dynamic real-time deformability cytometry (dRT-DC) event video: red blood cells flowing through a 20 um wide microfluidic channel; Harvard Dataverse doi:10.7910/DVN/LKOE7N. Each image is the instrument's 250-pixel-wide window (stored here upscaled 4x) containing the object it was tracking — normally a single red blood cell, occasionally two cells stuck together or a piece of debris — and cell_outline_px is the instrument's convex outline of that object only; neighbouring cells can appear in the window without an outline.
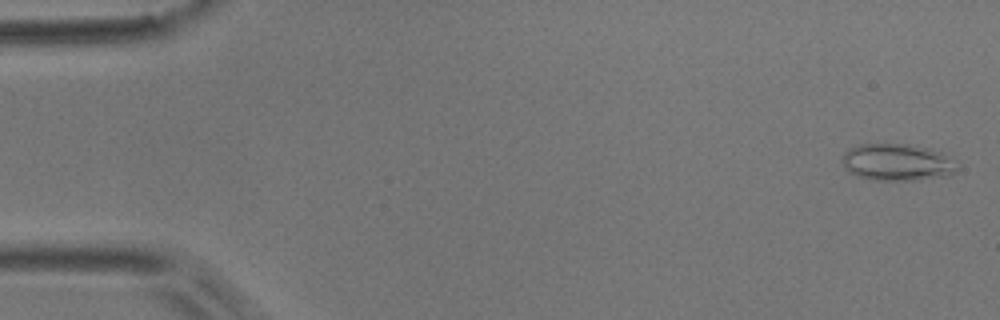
{"species": "common noctule bat (a hibernating species)", "species_latin": "Nyctalus noctula", "temperature_condition": "room temperature", "stored_images_in_passage": 54, "camera_frame_rate_fps": 3000, "um_per_image_px": 0.085, "animal": {"sex": "male", "body_mass_g": 17.9}, "frame": {"image": 1, "passage_image": 2, "time_ms": 0.333, "image_size_px": [1000, 320], "cell_outline_px": [[960, 164], [956, 172], [948, 176], [912, 180], [876, 180], [856, 176], [848, 172], [840, 160], [844, 152], [848, 148], [860, 144], [908, 144], [928, 148], [940, 152]], "centroid_in_image_um": [76.25, 13.79], "position_along_channel_um": 8.8, "area_um2": 25.03}}
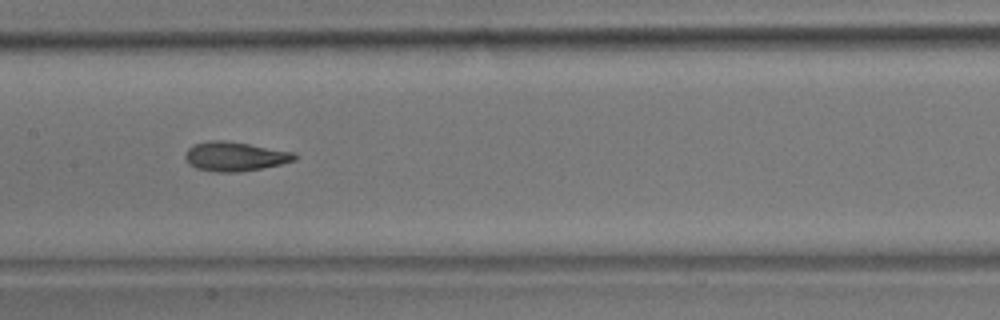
{"frame": {"image": 2, "passage_image": 27, "time_ms": 8.667, "image_size_px": [1000, 320], "cell_outline_px": [[300, 156], [296, 160], [280, 164], [260, 168], [236, 172], [216, 172], [196, 168], [188, 164], [184, 156], [188, 148], [192, 144], [208, 140], [224, 140], [296, 152]], "centroid_in_image_um": [19.96, 13.28], "position_along_channel_um": 187.4, "area_um2": 18.79}}
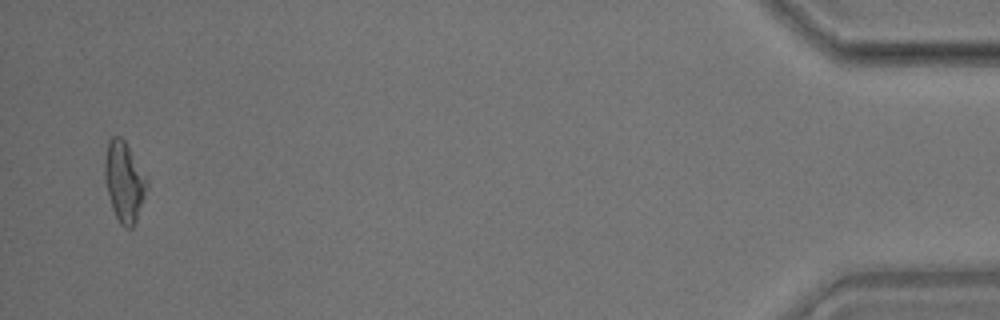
{"frame": {"image": 3, "passage_image": 53, "time_ms": 17.333, "image_size_px": [1000, 320], "cell_outline_px": [[148, 184], [136, 220], [132, 228], [124, 228], [120, 224], [112, 208], [108, 196], [104, 176], [104, 160], [108, 140], [112, 136], [120, 136], [124, 140], [148, 180]], "centroid_in_image_um": [10.53, 15.43], "position_along_channel_um": 424.7, "area_um2": 19.48}, "authors_computed_cell_mechanics": {"area_um2": 18.7272, "velocity_mm_per_s": 3.7059, "shape_relaxation_time_tau1_ms": null, "shape_relaxation_time_tau2_ms": 3.433, "deformation_change_tau1": null, "deformation_change_tau2": 0.1091}}